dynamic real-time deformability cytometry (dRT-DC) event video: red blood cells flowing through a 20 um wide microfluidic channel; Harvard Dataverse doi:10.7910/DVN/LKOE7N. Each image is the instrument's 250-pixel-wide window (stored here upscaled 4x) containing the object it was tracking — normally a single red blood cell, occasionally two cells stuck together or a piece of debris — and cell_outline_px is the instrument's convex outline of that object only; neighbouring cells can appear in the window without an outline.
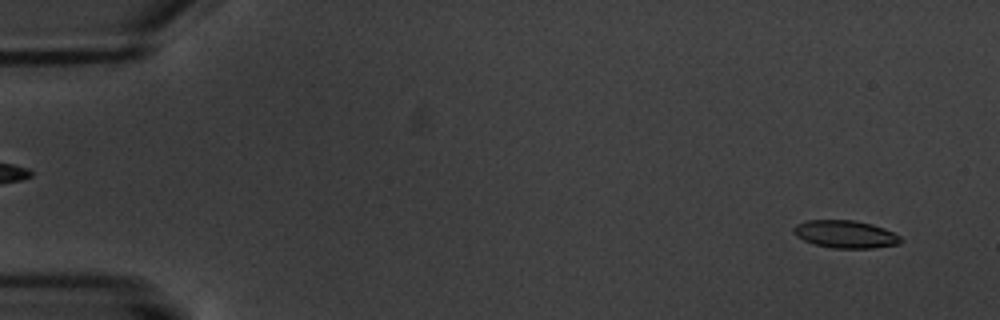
{"species": "common noctule bat (a hibernating species)", "species_latin": "Nyctalus noctula", "temperature_condition": "warm", "stored_images_in_passage": 5, "camera_frame_rate_fps": 3000, "um_per_image_px": 0.085, "animal": {"sex": "male", "body_mass_g": 20.1, "forearm_length_mm": 53.5}, "frame": {"image": 1, "passage_image": 1, "time_ms": 0.0, "image_size_px": [1000, 320], "cell_outline_px": [[904, 240], [900, 244], [872, 248], [832, 248], [812, 244], [796, 236], [792, 232], [792, 228], [796, 224], [804, 220], [856, 220], [872, 224], [884, 228], [900, 236]], "centroid_in_image_um": [71.84, 19.9], "position_along_channel_um": 13.2, "area_um2": 17.51}}
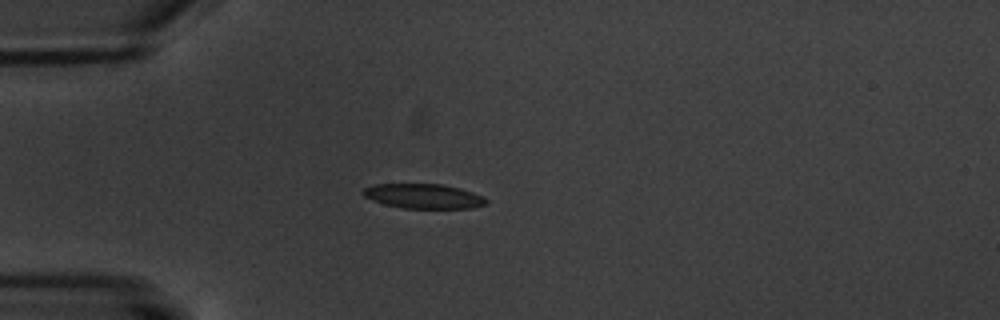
{"frame": {"image": 2, "passage_image": 4, "time_ms": 4.333, "image_size_px": [1000, 320], "cell_outline_px": [[488, 204], [472, 208], [404, 208], [384, 204], [372, 200], [364, 196], [360, 192], [364, 188], [372, 184], [440, 184], [460, 188], [484, 196], [488, 200]], "centroid_in_image_um": [36.0, 16.67], "position_along_channel_um": 49.0, "area_um2": 17.8}}